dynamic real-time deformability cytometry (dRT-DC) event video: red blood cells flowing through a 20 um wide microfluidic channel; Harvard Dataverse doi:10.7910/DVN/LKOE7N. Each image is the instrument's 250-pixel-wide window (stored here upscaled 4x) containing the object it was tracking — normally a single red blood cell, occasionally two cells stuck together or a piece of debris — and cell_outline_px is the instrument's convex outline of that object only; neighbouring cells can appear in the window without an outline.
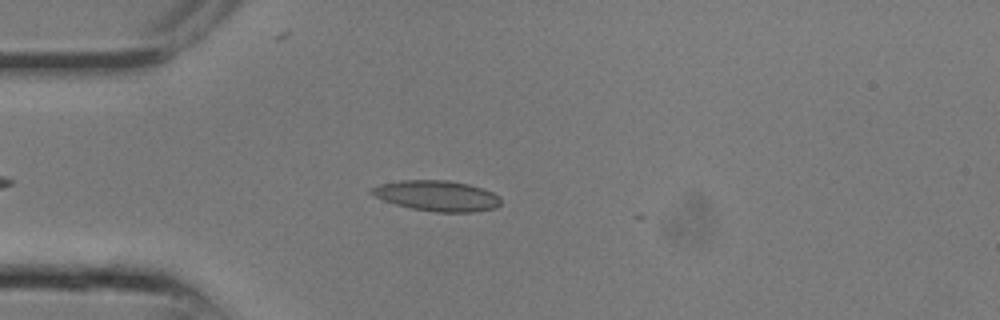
{"species": "common noctule bat (a hibernating species)", "species_latin": "Nyctalus noctula", "temperature_condition": "room temperature", "stored_images_in_passage": 10, "camera_frame_rate_fps": 3000, "um_per_image_px": 0.085, "animal": {"sex": "male", "body_mass_g": 13.3}, "frame": {"image": 1, "passage_image": 4, "time_ms": 1.0, "image_size_px": [1000, 320], "cell_outline_px": [[500, 204], [496, 208], [472, 212], [436, 212], [412, 208], [396, 204], [384, 200], [368, 192], [368, 188], [380, 184], [400, 180], [448, 180], [468, 184], [484, 188], [500, 196]], "centroid_in_image_um": [37.15, 16.63], "position_along_channel_um": 47.9, "area_um2": 23.06}}
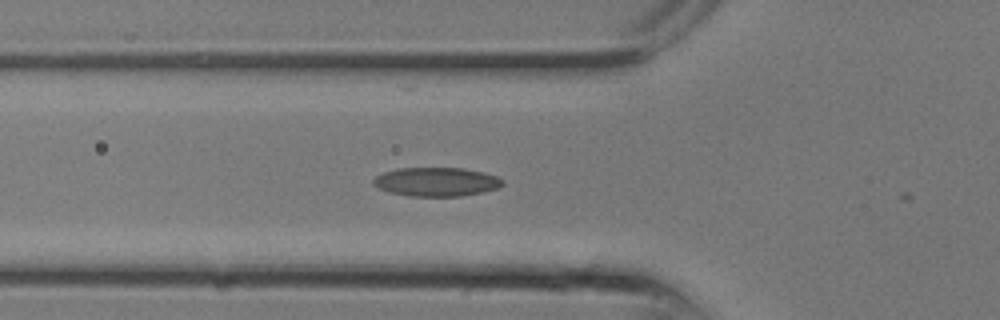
{"frame": {"image": 2, "passage_image": 6, "time_ms": 1.667, "image_size_px": [1000, 320], "cell_outline_px": [[504, 184], [496, 188], [484, 192], [460, 196], [408, 196], [388, 192], [372, 184], [372, 180], [376, 176], [384, 172], [396, 168], [464, 168], [484, 172], [496, 176], [504, 180]], "centroid_in_image_um": [37.09, 15.45], "position_along_channel_um": 88.7, "area_um2": 21.85}}
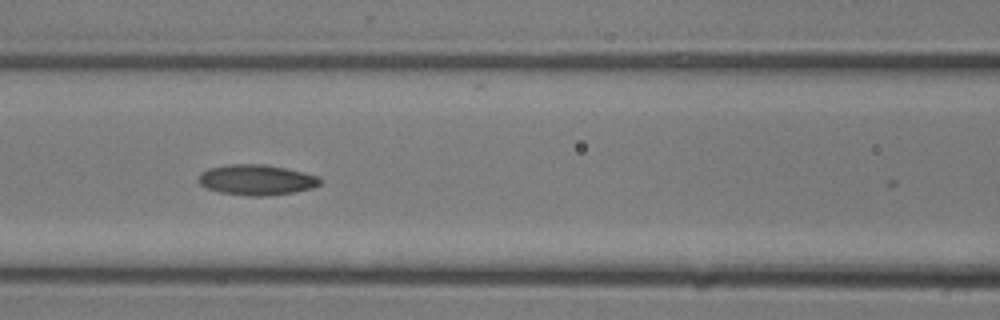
{"frame": {"image": 3, "passage_image": 8, "time_ms": 2.333, "image_size_px": [1000, 320], "cell_outline_px": [[320, 184], [312, 188], [292, 192], [268, 196], [248, 196], [220, 192], [208, 188], [200, 184], [196, 180], [200, 172], [208, 168], [228, 164], [264, 164], [304, 172], [320, 176]], "centroid_in_image_um": [21.77, 15.28], "position_along_channel_um": 144.8, "area_um2": 21.68}}